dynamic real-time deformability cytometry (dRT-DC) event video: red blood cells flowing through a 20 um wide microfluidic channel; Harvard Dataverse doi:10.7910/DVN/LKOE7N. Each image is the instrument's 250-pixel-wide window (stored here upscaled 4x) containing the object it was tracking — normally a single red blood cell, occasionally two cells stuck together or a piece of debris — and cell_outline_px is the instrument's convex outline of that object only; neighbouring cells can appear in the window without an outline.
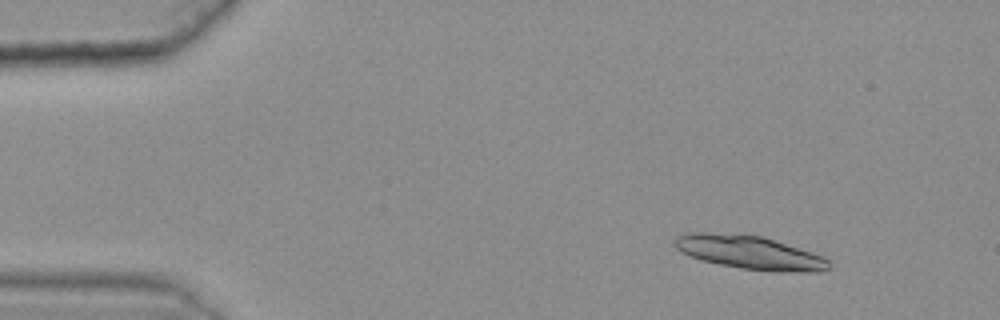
{"species": "common noctule bat (a hibernating species)", "species_latin": "Nyctalus noctula", "temperature_condition": "warm", "stored_images_in_passage": 14, "camera_frame_rate_fps": 3000, "um_per_image_px": 0.085, "animal": {"sex": "female", "body_mass_g": 25.1}, "frame": {"image": 1, "passage_image": 3, "time_ms": 0.667, "image_size_px": [1000, 320], "cell_outline_px": [[828, 268], [816, 272], [776, 272], [740, 268], [700, 260], [680, 252], [676, 248], [676, 236], [688, 232], [744, 232], [764, 236], [824, 256], [828, 260]], "centroid_in_image_um": [63.69, 21.43], "position_along_channel_um": 21.3, "area_um2": 30.69}}